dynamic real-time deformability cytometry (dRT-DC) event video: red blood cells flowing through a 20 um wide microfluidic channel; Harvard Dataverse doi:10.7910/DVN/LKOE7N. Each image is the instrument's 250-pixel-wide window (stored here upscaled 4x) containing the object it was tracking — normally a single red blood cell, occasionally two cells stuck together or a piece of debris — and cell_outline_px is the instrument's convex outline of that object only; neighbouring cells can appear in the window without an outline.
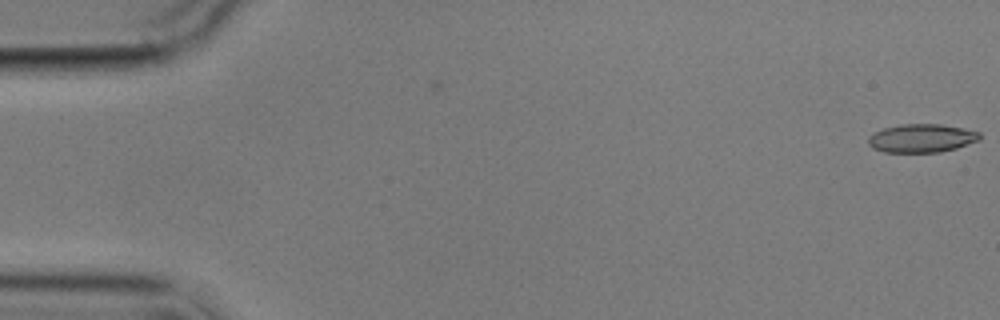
{"species": "common noctule bat (a hibernating species)", "species_latin": "Nyctalus noctula", "temperature_condition": "cold", "stored_images_in_passage": 2, "camera_frame_rate_fps": 3000, "um_per_image_px": 0.085, "animal": {"sex": "male", "body_mass_g": 17.9}, "frame": {"image": 1, "passage_image": 2, "time_ms": 1.0, "image_size_px": [1000, 320], "cell_outline_px": [[980, 140], [956, 148], [940, 152], [884, 152], [872, 148], [868, 144], [868, 136], [884, 128], [900, 124], [940, 124], [980, 132]], "centroid_in_image_um": [78.32, 11.75], "position_along_channel_um": 6.7, "area_um2": 18.38}}